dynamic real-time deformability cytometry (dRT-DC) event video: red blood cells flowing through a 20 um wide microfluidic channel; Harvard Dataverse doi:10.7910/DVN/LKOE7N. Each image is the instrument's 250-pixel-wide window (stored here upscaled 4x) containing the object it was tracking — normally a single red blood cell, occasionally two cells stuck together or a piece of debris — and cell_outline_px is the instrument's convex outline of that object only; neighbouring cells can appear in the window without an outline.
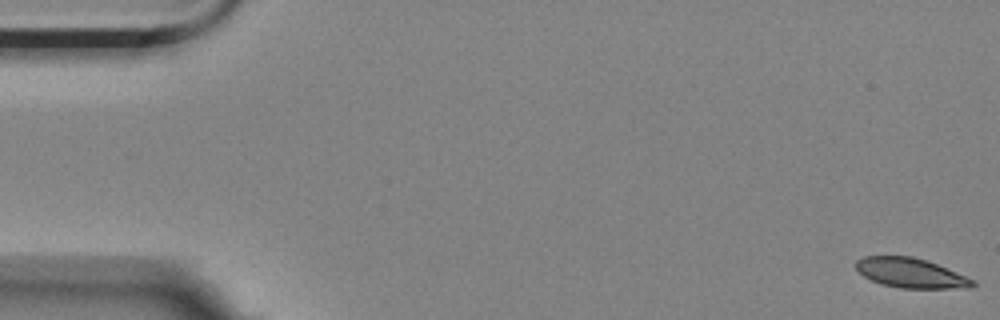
{"species": "Egyptian fruit bat (a non-hibernating species)", "species_latin": "Rousettus aegyptiacus", "temperature_condition": "room temperature", "stored_images_in_passage": 57, "camera_frame_rate_fps": 3000, "um_per_image_px": 0.085, "animal": {"sex": "female"}, "frame": {"image": 1, "passage_image": 1, "time_ms": 0.0, "image_size_px": [1000, 320], "cell_outline_px": [[976, 284], [972, 288], [900, 288], [880, 284], [864, 276], [856, 268], [856, 260], [864, 256], [912, 256], [936, 264], [976, 280]], "centroid_in_image_um": [77.42, 23.21], "position_along_channel_um": 7.6, "area_um2": 20.11}}
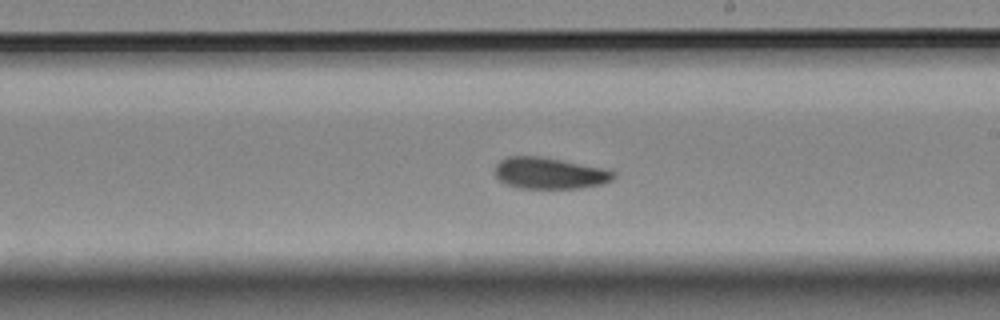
{"frame": {"image": 2, "passage_image": 33, "time_ms": 10.667, "image_size_px": [1000, 320], "cell_outline_px": [[616, 176], [612, 180], [600, 184], [580, 188], [516, 188], [504, 184], [496, 176], [496, 164], [500, 160], [508, 156], [540, 156], [604, 168], [616, 172]], "centroid_in_image_um": [46.7, 14.72], "position_along_channel_um": 242.3, "area_um2": 21.73}}
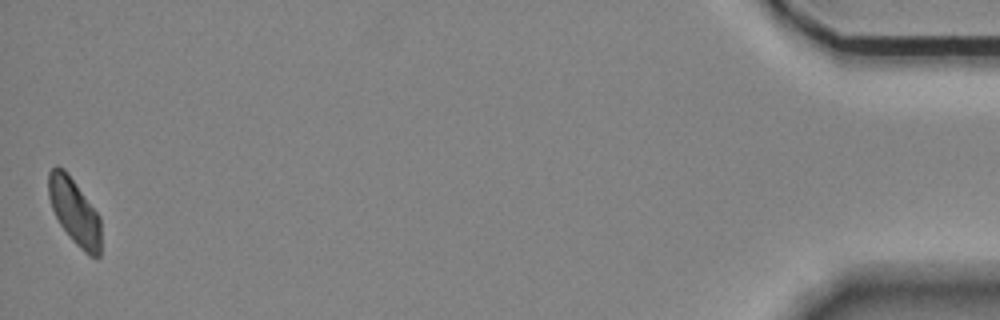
{"frame": {"image": 3, "passage_image": 57, "time_ms": 18.667, "image_size_px": [1000, 320], "cell_outline_px": [[100, 256], [96, 260], [88, 256], [72, 240], [60, 224], [52, 208], [48, 196], [48, 172], [56, 164], [64, 168], [100, 216]], "centroid_in_image_um": [6.33, 18.0], "position_along_channel_um": 428.9, "area_um2": 20.23}, "authors_computed_cell_mechanics": {"area_um2": 21.675, "velocity_mm_per_s": 3.4878, "shape_relaxation_time_tau1_ms": 5.6056, "shape_relaxation_time_tau2_ms": 4.968, "deformation_change_tau1": 0.1201, "deformation_change_tau2": 0.0791}}